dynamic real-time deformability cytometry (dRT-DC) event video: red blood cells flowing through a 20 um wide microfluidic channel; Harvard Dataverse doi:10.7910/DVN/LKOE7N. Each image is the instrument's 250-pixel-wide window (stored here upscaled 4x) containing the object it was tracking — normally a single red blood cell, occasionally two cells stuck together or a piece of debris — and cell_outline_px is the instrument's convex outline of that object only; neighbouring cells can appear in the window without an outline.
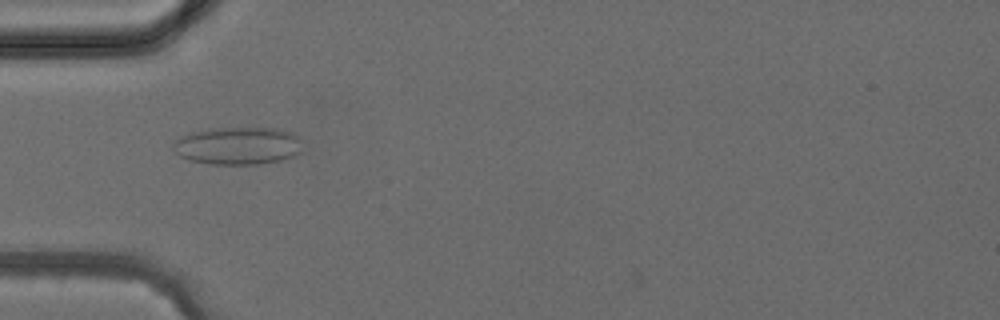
{"species": "common noctule bat (a hibernating species)", "species_latin": "Nyctalus noctula", "temperature_condition": "cold", "stored_images_in_passage": 4, "camera_frame_rate_fps": 3000, "um_per_image_px": 0.085, "animal": {"sex": "female", "body_mass_g": 24.6, "forearm_length_mm": 56.2}, "frame": {"image": 1, "passage_image": 3, "time_ms": 2.333, "image_size_px": [1000, 320], "cell_outline_px": [[300, 152], [292, 156], [280, 160], [260, 164], [208, 164], [188, 160], [180, 156], [172, 148], [172, 144], [176, 140], [192, 132], [208, 128], [280, 128], [292, 132], [300, 136]], "centroid_in_image_um": [20.22, 12.38], "position_along_channel_um": 64.8, "area_um2": 28.5}}